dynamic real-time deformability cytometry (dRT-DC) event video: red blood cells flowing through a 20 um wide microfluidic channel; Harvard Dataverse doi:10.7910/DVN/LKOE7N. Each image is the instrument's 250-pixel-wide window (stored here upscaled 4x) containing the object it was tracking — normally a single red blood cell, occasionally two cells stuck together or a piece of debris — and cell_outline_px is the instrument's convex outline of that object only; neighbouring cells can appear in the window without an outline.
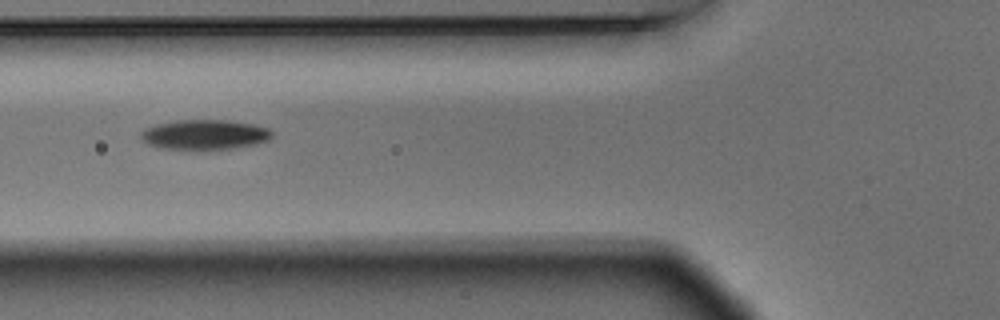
{"species": "Egyptian fruit bat (a non-hibernating species)", "species_latin": "Rousettus aegyptiacus", "temperature_condition": "warm", "stored_images_in_passage": 6, "camera_frame_rate_fps": 3000, "um_per_image_px": 0.085, "animal": {"sex": "male"}, "frame": {"image": 1, "passage_image": 4, "time_ms": 1.0, "image_size_px": [1000, 320], "cell_outline_px": [[272, 136], [268, 140], [256, 144], [232, 148], [164, 148], [148, 144], [140, 140], [140, 132], [144, 128], [156, 124], [176, 120], [228, 120], [252, 124], [268, 128], [272, 132]], "centroid_in_image_um": [17.37, 11.42], "position_along_channel_um": 108.4, "area_um2": 22.54}}
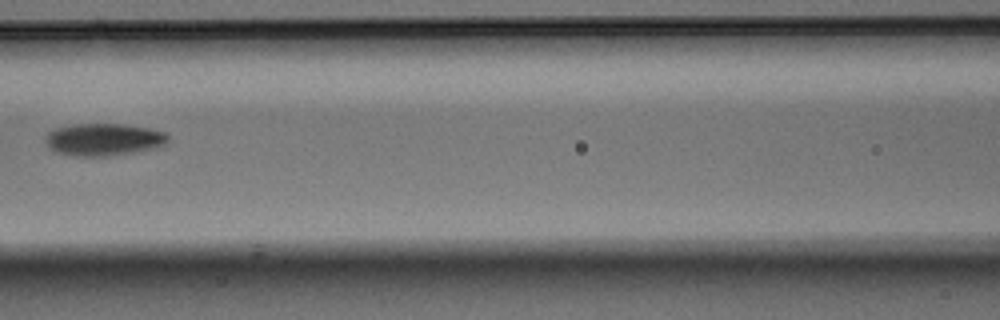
{"frame": {"image": 2, "passage_image": 5, "time_ms": 1.333, "image_size_px": [1000, 320], "cell_outline_px": [[168, 140], [164, 144], [152, 148], [136, 152], [112, 156], [72, 156], [56, 152], [48, 148], [44, 140], [44, 136], [48, 132], [56, 128], [72, 124], [124, 124], [148, 128], [164, 132], [168, 136]], "centroid_in_image_um": [8.75, 11.86], "position_along_channel_um": 157.9, "area_um2": 23.24}}
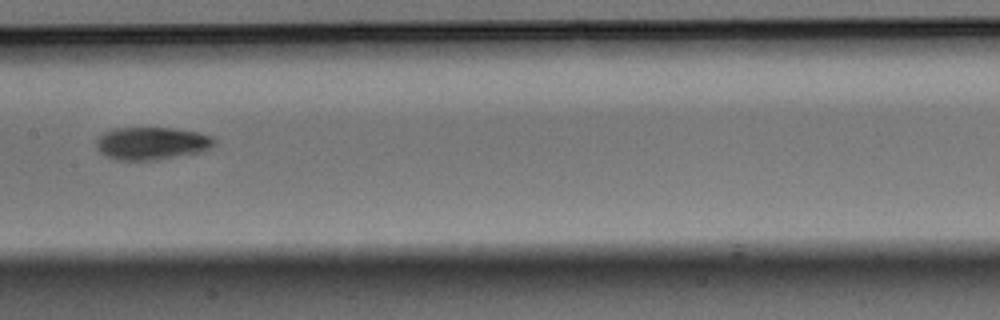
{"frame": {"image": 3, "passage_image": 6, "time_ms": 1.667, "image_size_px": [1000, 320], "cell_outline_px": [[216, 144], [208, 148], [196, 152], [156, 160], [116, 160], [104, 156], [96, 148], [96, 140], [104, 132], [116, 128], [172, 128], [196, 132], [212, 136], [216, 140]], "centroid_in_image_um": [12.84, 12.18], "position_along_channel_um": 194.6, "area_um2": 22.31}}